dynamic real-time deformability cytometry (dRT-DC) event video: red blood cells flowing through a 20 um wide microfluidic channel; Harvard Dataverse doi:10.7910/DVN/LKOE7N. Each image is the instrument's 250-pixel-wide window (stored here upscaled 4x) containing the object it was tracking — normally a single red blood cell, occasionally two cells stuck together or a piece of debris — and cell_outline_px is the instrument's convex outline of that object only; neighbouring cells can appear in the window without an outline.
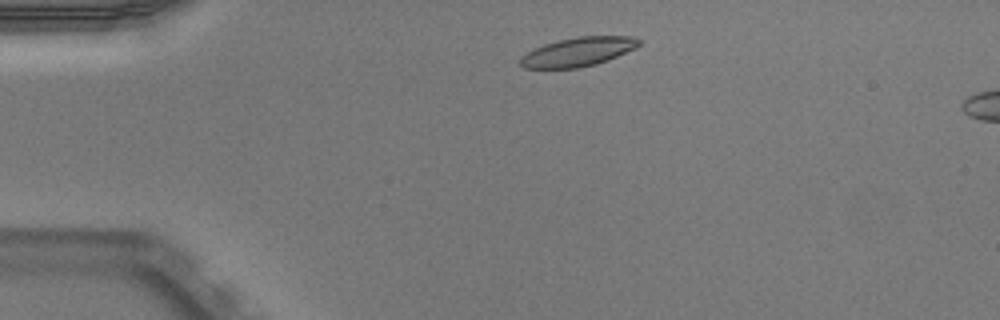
{"species": "Egyptian fruit bat (a non-hibernating species)", "species_latin": "Rousettus aegyptiacus", "temperature_condition": "warm", "stored_images_in_passage": 9, "camera_frame_rate_fps": 3000, "um_per_image_px": 0.085, "animal": {"sex": "male"}, "frame": {"image": 1, "passage_image": 4, "time_ms": 1.0, "image_size_px": [1000, 320], "cell_outline_px": [[640, 44], [636, 48], [608, 60], [596, 64], [580, 68], [524, 68], [520, 64], [520, 56], [544, 44], [576, 36], [632, 36], [640, 40]], "centroid_in_image_um": [49.15, 4.4], "position_along_channel_um": 35.8, "area_um2": 20.0}}